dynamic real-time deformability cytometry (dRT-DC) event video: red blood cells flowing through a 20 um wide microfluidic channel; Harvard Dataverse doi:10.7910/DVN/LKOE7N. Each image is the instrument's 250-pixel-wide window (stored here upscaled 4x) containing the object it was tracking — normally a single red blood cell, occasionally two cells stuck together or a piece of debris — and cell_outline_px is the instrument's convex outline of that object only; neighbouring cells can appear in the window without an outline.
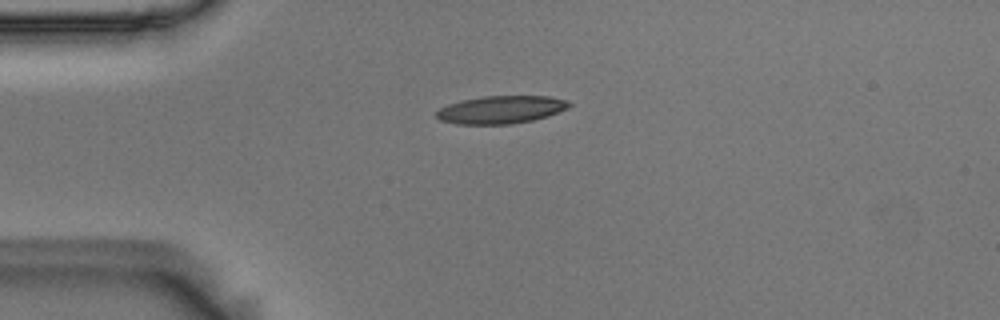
{"species": "Egyptian fruit bat (a non-hibernating species)", "species_latin": "Rousettus aegyptiacus", "temperature_condition": "room temperature", "stored_images_in_passage": 43, "camera_frame_rate_fps": 3000, "um_per_image_px": 0.085, "animal": {"sex": "male"}, "frame": {"image": 1, "passage_image": 1, "time_ms": 0.0, "image_size_px": [1000, 320], "cell_outline_px": [[572, 104], [568, 108], [548, 116], [532, 120], [512, 124], [456, 124], [440, 120], [436, 116], [436, 112], [440, 108], [448, 104], [460, 100], [484, 96], [548, 96], [568, 100]], "centroid_in_image_um": [42.59, 9.32], "position_along_channel_um": 42.4, "area_um2": 21.56}}
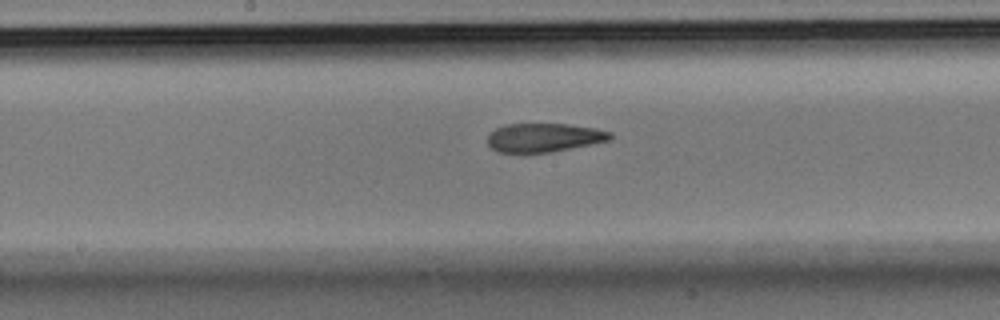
{"frame": {"image": 2, "passage_image": 16, "time_ms": 5.0, "image_size_px": [1000, 320], "cell_outline_px": [[612, 140], [552, 152], [496, 152], [488, 144], [488, 132], [504, 124], [568, 124], [592, 128], [612, 132]], "centroid_in_image_um": [46.22, 11.69], "position_along_channel_um": 202.0, "area_um2": 20.58}}
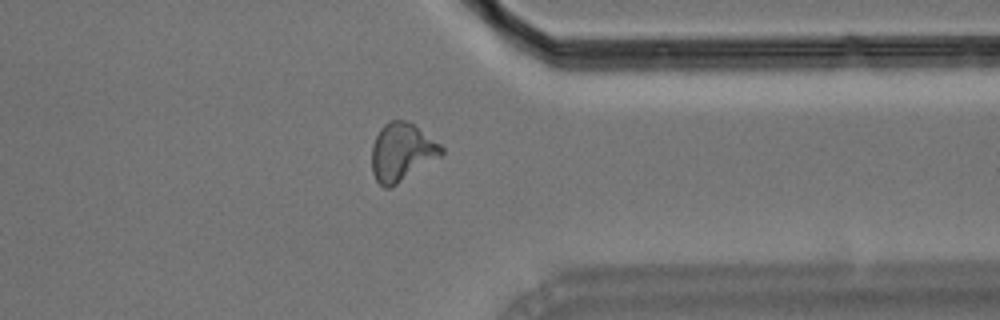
{"frame": {"image": 3, "passage_image": 31, "time_ms": 10.0, "image_size_px": [1000, 320], "cell_outline_px": [[444, 152], [440, 156], [396, 184], [388, 188], [384, 188], [376, 180], [372, 172], [372, 144], [380, 128], [388, 120], [408, 120], [440, 144], [444, 148]], "centroid_in_image_um": [34.13, 12.9], "position_along_channel_um": 377.3, "area_um2": 23.29}, "authors_computed_cell_mechanics": {"area_um2": 22.1374, "velocity_mm_per_s": 3.6117, "shape_relaxation_time_tau1_ms": null, "shape_relaxation_time_tau2_ms": 2.7499, "deformation_change_tau1": null, "deformation_change_tau2": 0.1105}}